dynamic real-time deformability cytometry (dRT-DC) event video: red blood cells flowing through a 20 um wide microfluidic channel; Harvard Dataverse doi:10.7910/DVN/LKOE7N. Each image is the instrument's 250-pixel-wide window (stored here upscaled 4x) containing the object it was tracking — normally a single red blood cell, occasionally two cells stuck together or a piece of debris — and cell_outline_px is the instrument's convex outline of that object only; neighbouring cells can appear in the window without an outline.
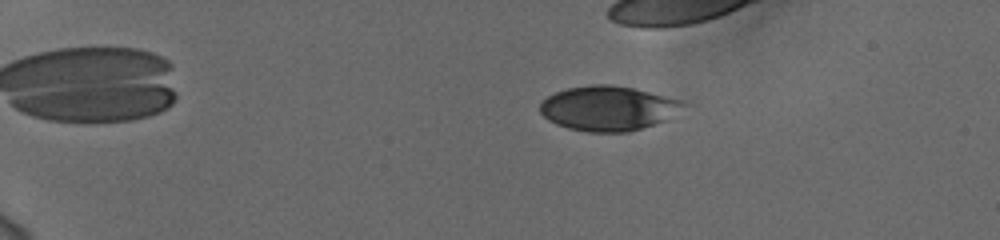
{"species": "human", "species_latin": "Homo sapiens", "temperature_condition": "cold", "stored_images_in_passage": 49, "camera_frame_rate_fps": 3000, "um_per_image_px": 0.085, "donor": {"sex": "female"}, "frame": {"image": 1, "passage_image": 13, "time_ms": 4.0, "image_size_px": [1000, 240], "cell_outline_px": [[684, 104], [664, 120], [628, 132], [588, 132], [568, 128], [556, 124], [548, 120], [540, 112], [540, 104], [548, 96], [556, 92], [568, 88], [592, 84], [608, 84], [632, 88], [680, 100]], "centroid_in_image_um": [51.59, 9.2], "position_along_channel_um": 33.4, "area_um2": 36.47}}
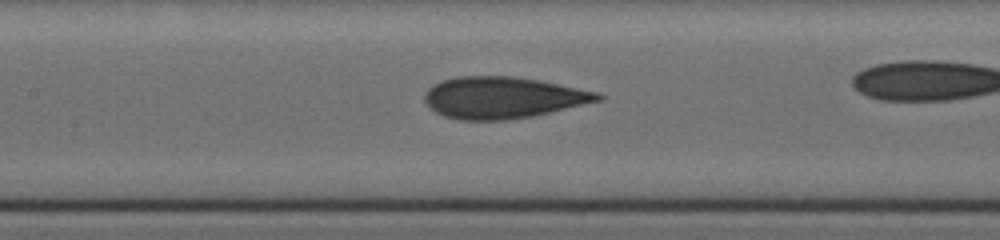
{"frame": {"image": 2, "passage_image": 31, "time_ms": 10.0, "image_size_px": [1000, 240], "cell_outline_px": [[604, 100], [532, 116], [508, 120], [460, 120], [444, 116], [436, 112], [424, 100], [424, 96], [428, 88], [440, 80], [456, 76], [512, 76], [536, 80], [596, 92], [604, 96]], "centroid_in_image_um": [42.71, 8.3], "position_along_channel_um": 164.7, "area_um2": 41.73}}
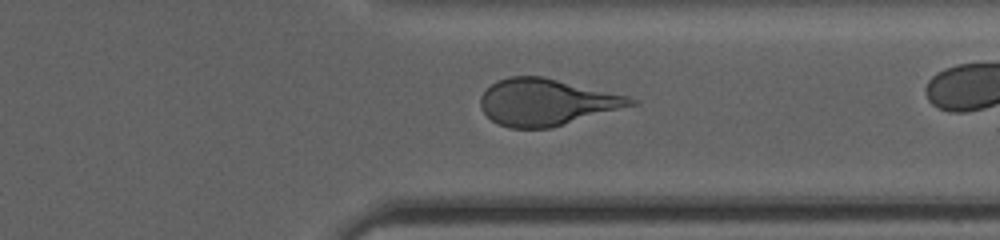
{"frame": {"image": 3, "passage_image": 47, "time_ms": 15.333, "image_size_px": [1000, 240], "cell_outline_px": [[640, 104], [548, 128], [512, 128], [500, 124], [492, 120], [480, 108], [480, 96], [492, 84], [508, 76], [544, 76], [624, 96], [636, 100]], "centroid_in_image_um": [46.42, 8.68], "position_along_channel_um": 365.0, "area_um2": 40.29}}